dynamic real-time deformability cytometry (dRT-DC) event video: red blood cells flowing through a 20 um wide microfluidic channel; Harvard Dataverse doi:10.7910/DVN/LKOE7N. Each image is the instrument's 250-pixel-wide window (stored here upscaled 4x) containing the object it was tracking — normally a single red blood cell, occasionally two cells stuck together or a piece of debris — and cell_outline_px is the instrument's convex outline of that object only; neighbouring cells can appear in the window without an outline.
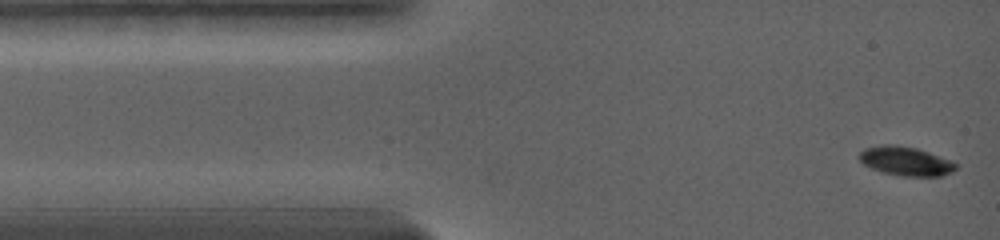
{"species": "common noctule bat (a hibernating species)", "species_latin": "Nyctalus noctula", "temperature_condition": "warm", "stored_images_in_passage": 33, "camera_frame_rate_fps": 5000, "um_per_image_px": 0.085, "animal": {"sex": "female", "body_mass_g": 19.0, "forearm_length_mm": 56.7}, "frame": {"image": 1, "passage_image": 1, "time_ms": 0.0, "image_size_px": [1000, 240], "cell_outline_px": [[956, 168], [952, 172], [940, 176], [904, 176], [884, 172], [872, 168], [864, 164], [860, 160], [860, 152], [864, 148], [884, 144], [892, 144], [916, 148], [952, 160], [956, 164]], "centroid_in_image_um": [77.0, 13.69], "position_along_channel_um": 8.0, "area_um2": 16.13}}
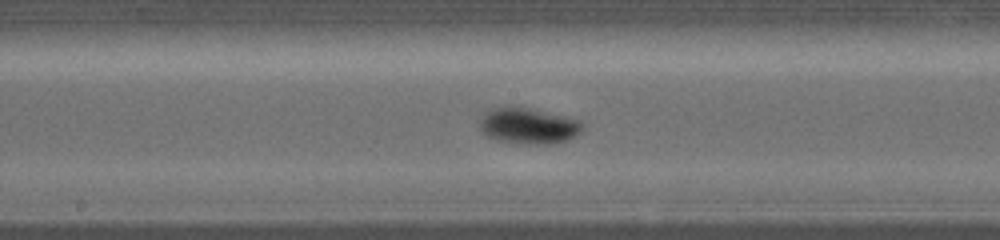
{"frame": {"image": 2, "passage_image": 17, "time_ms": 7.2, "image_size_px": [1000, 240], "cell_outline_px": [[584, 128], [576, 136], [568, 140], [556, 144], [520, 144], [496, 140], [488, 136], [480, 128], [480, 120], [484, 112], [492, 108], [512, 104], [580, 120], [584, 124]], "centroid_in_image_um": [44.92, 10.69], "position_along_channel_um": 203.3, "area_um2": 22.02}}
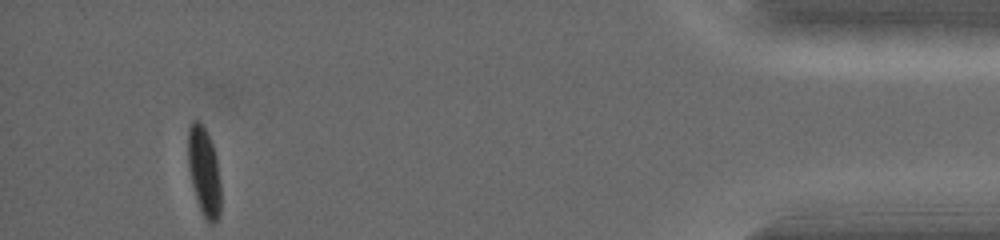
{"frame": {"image": 3, "passage_image": 33, "time_ms": 15.4, "image_size_px": [1000, 240], "cell_outline_px": [[220, 212], [216, 220], [212, 224], [208, 224], [204, 220], [192, 184], [188, 168], [188, 128], [192, 120], [200, 120], [212, 144], [216, 156], [220, 184]], "centroid_in_image_um": [17.33, 14.58], "position_along_channel_um": 417.9, "area_um2": 16.94}, "authors_computed_cell_mechanics": {"area_um2": 19.2474, "velocity_mm_per_s": 3.6525, "shape_relaxation_time_tau1_ms": 2.6864, "shape_relaxation_time_tau2_ms": null, "deformation_change_tau1": 0.1568, "deformation_change_tau2": null}}